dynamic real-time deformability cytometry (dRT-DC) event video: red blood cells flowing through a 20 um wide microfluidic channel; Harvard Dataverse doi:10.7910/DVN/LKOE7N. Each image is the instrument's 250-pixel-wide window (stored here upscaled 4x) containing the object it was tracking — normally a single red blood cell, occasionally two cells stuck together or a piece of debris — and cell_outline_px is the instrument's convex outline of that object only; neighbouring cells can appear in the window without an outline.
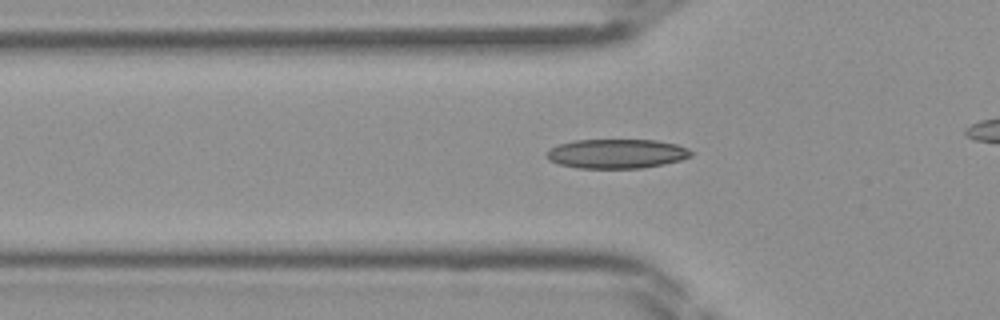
{"species": "Egyptian fruit bat (a non-hibernating species)", "species_latin": "Rousettus aegyptiacus", "temperature_condition": "room temperature", "stored_images_in_passage": 27, "camera_frame_rate_fps": 3000, "um_per_image_px": 0.085, "frame": {"image": 1, "passage_image": 5, "time_ms": 1.333, "image_size_px": [1000, 320], "cell_outline_px": [[692, 156], [680, 160], [664, 164], [640, 168], [576, 168], [560, 164], [548, 160], [548, 148], [560, 144], [576, 140], [656, 140], [676, 144], [688, 148], [692, 152]], "centroid_in_image_um": [52.43, 13.06], "position_along_channel_um": 73.4, "area_um2": 24.62}}
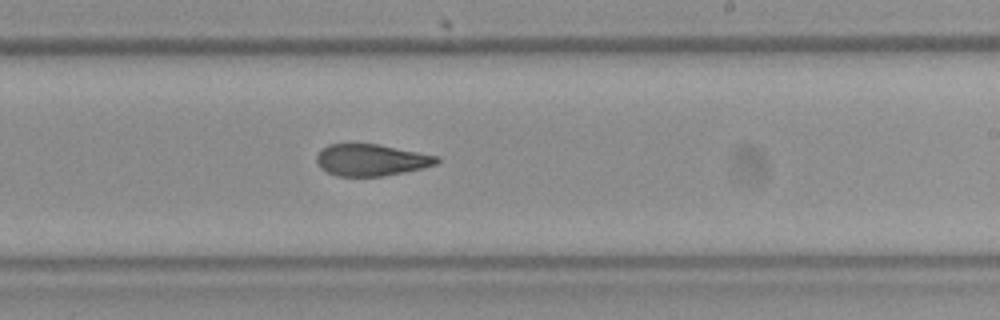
{"frame": {"image": 2, "passage_image": 17, "time_ms": 5.333, "image_size_px": [1000, 320], "cell_outline_px": [[440, 160], [436, 164], [424, 168], [384, 176], [336, 176], [320, 168], [316, 160], [316, 156], [328, 144], [380, 144], [440, 156]], "centroid_in_image_um": [31.59, 13.6], "position_along_channel_um": 257.4, "area_um2": 22.31}}
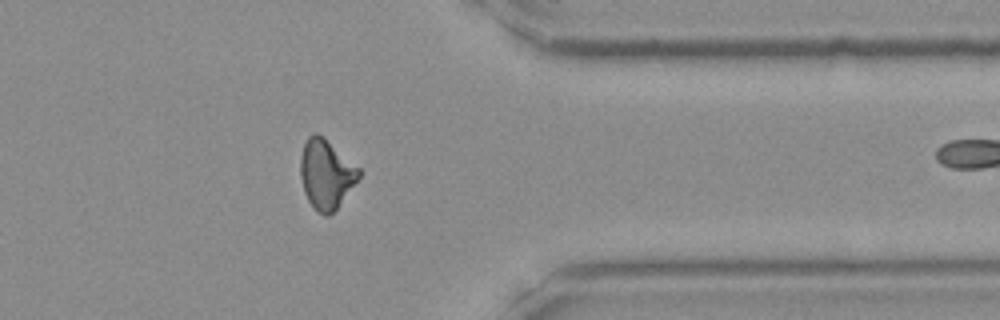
{"frame": {"image": 3, "passage_image": 26, "time_ms": 8.333, "image_size_px": [1000, 320], "cell_outline_px": [[360, 176], [336, 208], [328, 216], [324, 216], [308, 200], [304, 192], [300, 176], [300, 156], [304, 144], [308, 136], [316, 132], [360, 168]], "centroid_in_image_um": [27.69, 14.79], "position_along_channel_um": 383.7, "area_um2": 23.0}}